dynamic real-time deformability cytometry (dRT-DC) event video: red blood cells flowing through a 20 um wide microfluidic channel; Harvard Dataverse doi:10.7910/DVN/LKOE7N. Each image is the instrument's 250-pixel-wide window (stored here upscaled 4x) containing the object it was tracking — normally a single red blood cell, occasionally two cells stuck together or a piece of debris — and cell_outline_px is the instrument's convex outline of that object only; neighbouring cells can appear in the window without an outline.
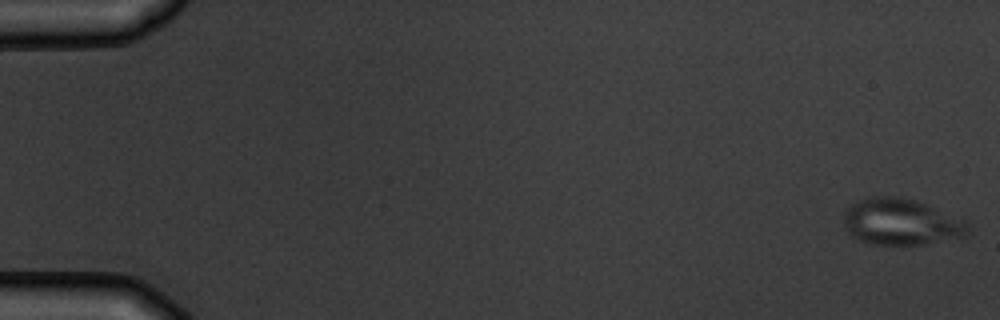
{"species": "common noctule bat (a hibernating species)", "species_latin": "Nyctalus noctula", "temperature_condition": "warm", "stored_images_in_passage": 15, "camera_frame_rate_fps": 3000, "um_per_image_px": 0.085, "animal": {"sex": "male", "body_mass_g": 19.5, "forearm_length_mm": 54.6}, "frame": {"image": 1, "passage_image": 1, "time_ms": 0.0, "image_size_px": [1000, 320], "cell_outline_px": [[968, 232], [960, 236], [924, 244], [872, 244], [860, 240], [852, 236], [848, 232], [844, 224], [844, 212], [848, 204], [856, 200], [868, 196], [900, 196], [916, 200], [968, 220]], "centroid_in_image_um": [76.55, 18.82], "position_along_channel_um": 8.5, "area_um2": 33.76}}
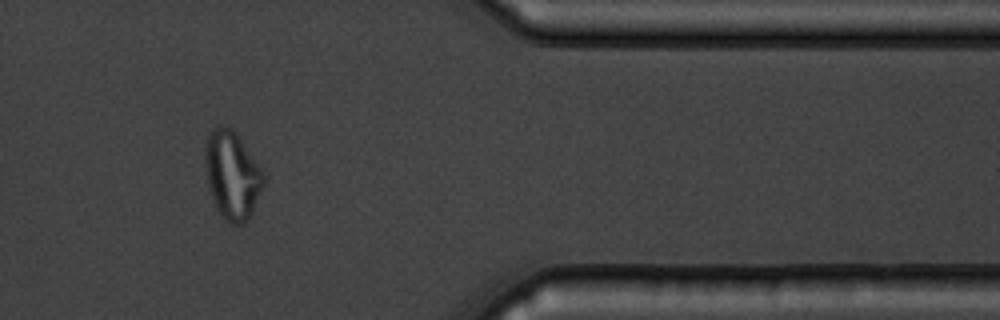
{"frame": {"image": 2, "passage_image": 13, "time_ms": 15.0, "image_size_px": [1000, 320], "cell_outline_px": [[264, 184], [252, 212], [240, 224], [228, 224], [224, 220], [216, 208], [212, 200], [208, 184], [204, 160], [204, 148], [208, 132], [216, 124], [224, 124], [232, 128], [236, 132], [264, 172]], "centroid_in_image_um": [19.7, 14.82], "position_along_channel_um": 391.7, "area_um2": 30.29}}